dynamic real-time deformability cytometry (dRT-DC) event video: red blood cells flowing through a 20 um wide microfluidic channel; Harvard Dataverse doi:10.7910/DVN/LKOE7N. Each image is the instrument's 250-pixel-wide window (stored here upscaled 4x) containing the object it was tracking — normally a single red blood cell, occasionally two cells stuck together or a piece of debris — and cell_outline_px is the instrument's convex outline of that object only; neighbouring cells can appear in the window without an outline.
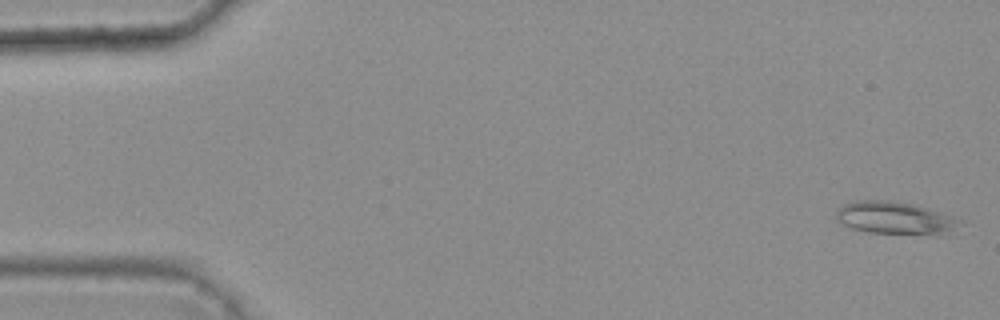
{"species": "common noctule bat (a hibernating species)", "species_latin": "Nyctalus noctula", "temperature_condition": "warm", "stored_images_in_passage": 5, "camera_frame_rate_fps": 3000, "um_per_image_px": 0.085, "animal": {"sex": "female", "body_mass_g": 25.1}, "frame": {"image": 1, "passage_image": 1, "time_ms": 0.0, "image_size_px": [1000, 320], "cell_outline_px": [[960, 220], [936, 236], [868, 232], [852, 228], [840, 224], [836, 220], [836, 212], [844, 204], [856, 200], [892, 200], [912, 204], [956, 216]], "centroid_in_image_um": [75.98, 18.52], "position_along_channel_um": 9.0, "area_um2": 23.29}}
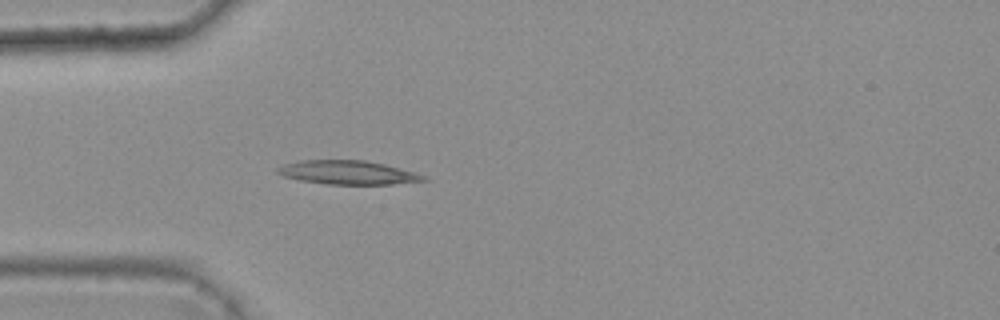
{"frame": {"image": 2, "passage_image": 5, "time_ms": 1.333, "image_size_px": [1000, 320], "cell_outline_px": [[428, 180], [392, 184], [328, 184], [300, 180], [284, 176], [276, 172], [276, 168], [284, 164], [300, 160], [364, 160], [384, 164], [412, 172], [424, 176]], "centroid_in_image_um": [29.51, 14.66], "position_along_channel_um": 55.5, "area_um2": 19.94}}